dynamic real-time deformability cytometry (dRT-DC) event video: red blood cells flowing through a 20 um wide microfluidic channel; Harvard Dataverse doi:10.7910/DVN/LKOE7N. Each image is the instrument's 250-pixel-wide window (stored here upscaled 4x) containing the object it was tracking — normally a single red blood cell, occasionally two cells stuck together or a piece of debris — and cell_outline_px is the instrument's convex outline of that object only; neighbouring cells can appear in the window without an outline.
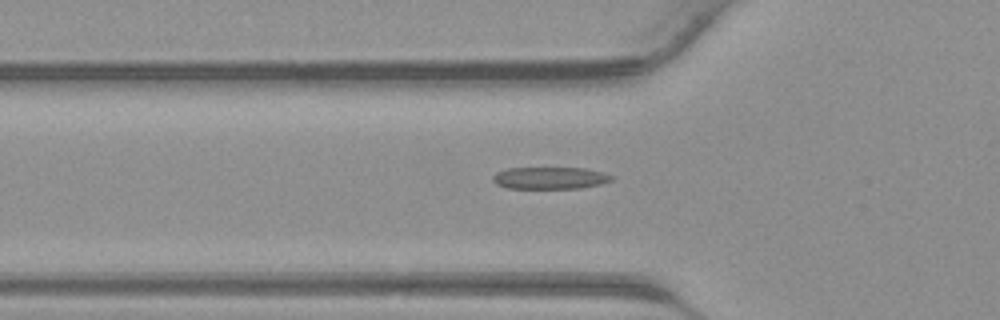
{"species": "common noctule bat (a hibernating species)", "species_latin": "Nyctalus noctula", "temperature_condition": "warm", "stored_images_in_passage": 38, "camera_frame_rate_fps": 3000, "um_per_image_px": 0.085, "animal": {"sex": "male", "body_mass_g": 23.1, "forearm_length_mm": 52.7}, "frame": {"image": 1, "passage_image": 14, "time_ms": 4.333, "image_size_px": [1000, 320], "cell_outline_px": [[616, 176], [612, 180], [600, 184], [580, 188], [508, 188], [496, 184], [492, 180], [492, 176], [496, 172], [508, 168], [584, 168], [604, 172]], "centroid_in_image_um": [46.77, 15.12], "position_along_channel_um": 79.0, "area_um2": 15.32}}
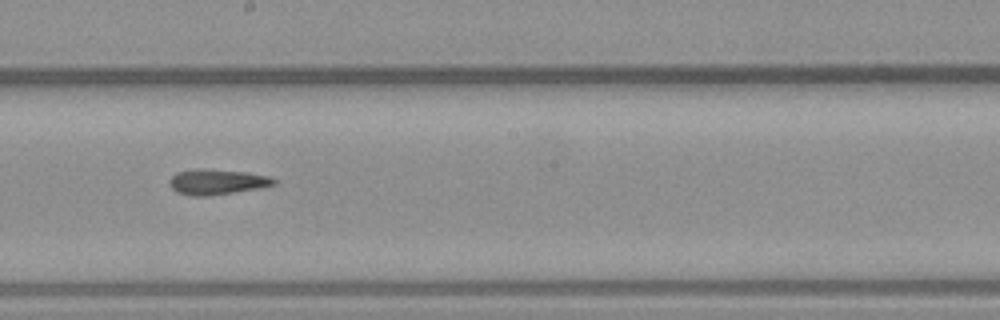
{"frame": {"image": 2, "passage_image": 23, "time_ms": 7.333, "image_size_px": [1000, 320], "cell_outline_px": [[276, 184], [264, 188], [208, 196], [188, 196], [176, 192], [172, 188], [168, 180], [176, 172], [196, 168], [204, 168], [248, 172], [272, 176], [276, 180]], "centroid_in_image_um": [18.47, 15.46], "position_along_channel_um": 229.7, "area_um2": 15.95}}
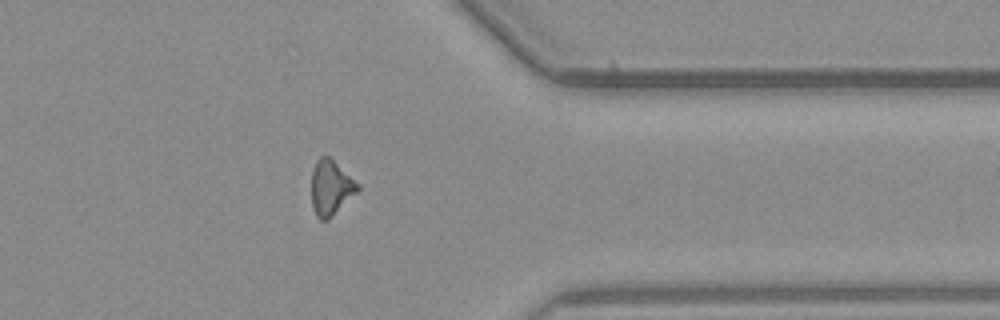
{"frame": {"image": 3, "passage_image": 33, "time_ms": 10.667, "image_size_px": [1000, 320], "cell_outline_px": [[360, 188], [328, 220], [320, 220], [316, 216], [312, 208], [312, 172], [316, 160], [320, 156], [328, 156], [360, 184]], "centroid_in_image_um": [28.1, 15.95], "position_along_channel_um": 383.3, "area_um2": 14.62}}